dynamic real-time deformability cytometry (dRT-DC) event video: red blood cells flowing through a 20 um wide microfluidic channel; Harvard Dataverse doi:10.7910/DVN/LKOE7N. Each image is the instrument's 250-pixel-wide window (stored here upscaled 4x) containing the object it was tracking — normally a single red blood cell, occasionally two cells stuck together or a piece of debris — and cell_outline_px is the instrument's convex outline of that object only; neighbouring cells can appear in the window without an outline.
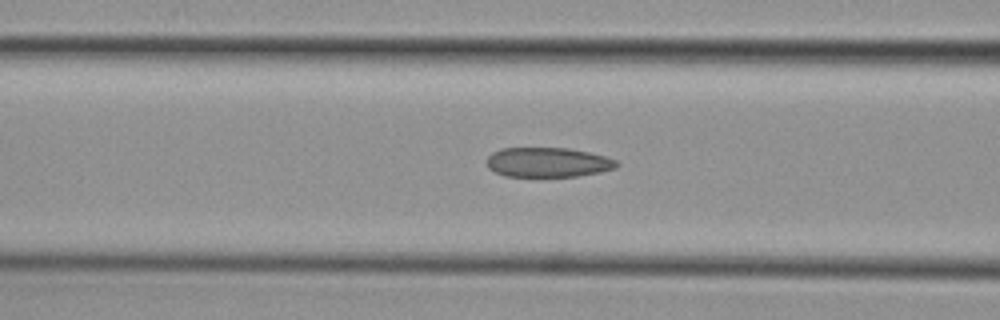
{"species": "common noctule bat (a hibernating species)", "species_latin": "Nyctalus noctula", "temperature_condition": "cold", "stored_images_in_passage": 41, "camera_frame_rate_fps": 3000, "um_per_image_px": 0.085, "animal": {"sex": "female", "body_mass_g": 29.2, "forearm_length_mm": 56.3}, "frame": {"image": 1, "passage_image": 20, "time_ms": 6.333, "image_size_px": [1000, 320], "cell_outline_px": [[620, 164], [616, 168], [600, 172], [576, 176], [504, 176], [488, 168], [484, 160], [492, 152], [500, 148], [568, 148], [588, 152], [604, 156], [616, 160]], "centroid_in_image_um": [46.53, 13.79], "position_along_channel_um": 120.1, "area_um2": 22.54}}
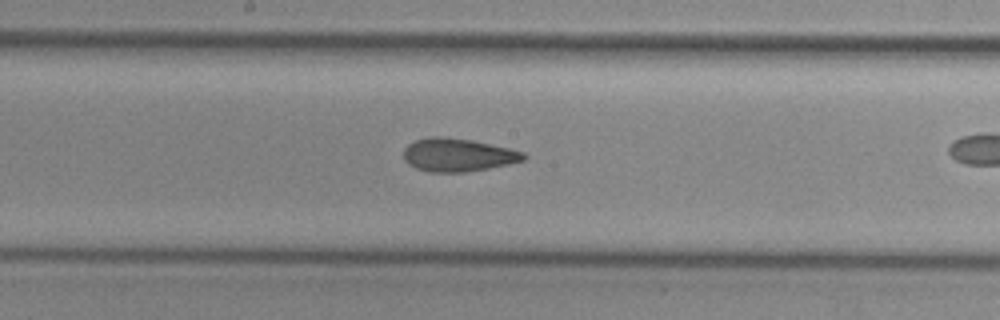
{"frame": {"image": 2, "passage_image": 27, "time_ms": 8.667, "image_size_px": [1000, 320], "cell_outline_px": [[528, 156], [524, 160], [508, 164], [488, 168], [464, 172], [428, 172], [416, 168], [408, 164], [404, 160], [404, 148], [408, 144], [416, 140], [428, 136], [444, 136], [472, 140], [508, 148], [524, 152]], "centroid_in_image_um": [38.9, 13.16], "position_along_channel_um": 209.3, "area_um2": 23.24}}
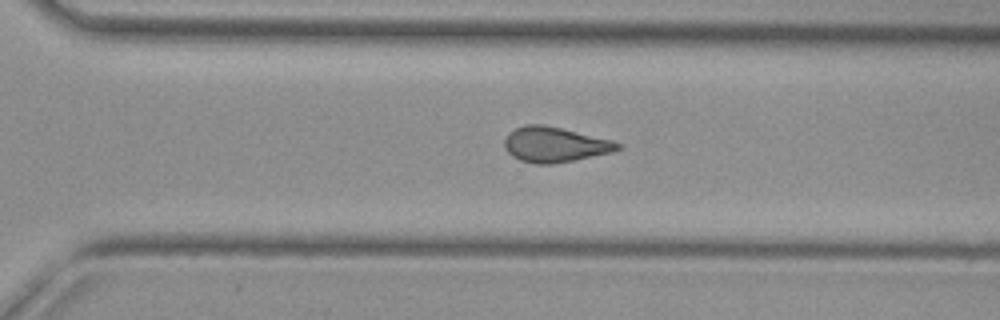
{"frame": {"image": 3, "passage_image": 36, "time_ms": 11.667, "image_size_px": [1000, 320], "cell_outline_px": [[620, 148], [612, 152], [552, 164], [536, 164], [520, 160], [512, 156], [504, 148], [504, 140], [508, 132], [516, 128], [528, 124], [544, 124], [612, 140], [620, 144]], "centroid_in_image_um": [47.11, 12.28], "position_along_channel_um": 323.5, "area_um2": 23.0}}